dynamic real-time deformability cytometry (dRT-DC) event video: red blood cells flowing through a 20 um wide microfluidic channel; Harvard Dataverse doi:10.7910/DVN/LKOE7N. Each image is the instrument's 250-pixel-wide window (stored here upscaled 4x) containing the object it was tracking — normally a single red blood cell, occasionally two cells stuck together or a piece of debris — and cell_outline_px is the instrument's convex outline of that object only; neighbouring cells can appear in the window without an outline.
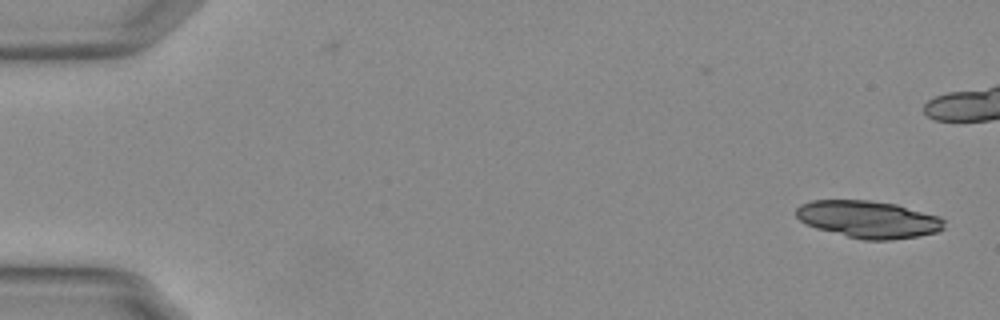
{"species": "Egyptian fruit bat (a non-hibernating species)", "species_latin": "Rousettus aegyptiacus", "temperature_condition": "warm", "stored_images_in_passage": 17, "camera_frame_rate_fps": 3000, "um_per_image_px": 0.085, "animal": {"sex": "female"}, "frame": {"image": 1, "passage_image": 1, "time_ms": 0.0, "image_size_px": [1000, 320], "cell_outline_px": [[944, 228], [936, 232], [916, 236], [888, 240], [864, 240], [816, 228], [800, 220], [796, 216], [796, 208], [800, 204], [812, 200], [868, 200], [896, 204], [940, 216], [944, 220]], "centroid_in_image_um": [73.81, 18.63], "position_along_channel_um": 11.2, "area_um2": 31.91}}